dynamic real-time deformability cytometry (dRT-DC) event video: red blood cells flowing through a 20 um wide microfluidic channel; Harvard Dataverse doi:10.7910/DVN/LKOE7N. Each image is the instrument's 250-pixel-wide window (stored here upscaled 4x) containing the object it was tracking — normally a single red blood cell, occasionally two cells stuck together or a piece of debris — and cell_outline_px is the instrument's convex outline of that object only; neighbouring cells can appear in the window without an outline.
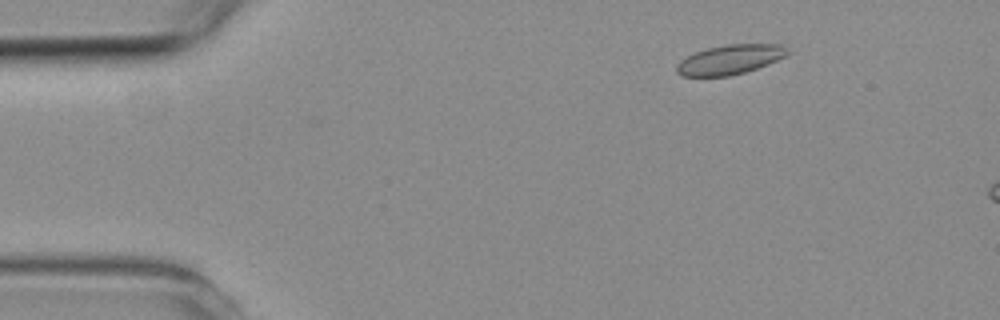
{"species": "common noctule bat (a hibernating species)", "species_latin": "Nyctalus noctula", "temperature_condition": "room temperature", "stored_images_in_passage": 3, "camera_frame_rate_fps": 3000, "um_per_image_px": 0.085, "animal": {"sex": "female", "body_mass_g": 19.3, "forearm_length_mm": 54.1}, "frame": {"image": 1, "passage_image": 1, "time_ms": 0.0, "image_size_px": [1000, 320], "cell_outline_px": [[788, 52], [784, 56], [768, 64], [744, 72], [728, 76], [680, 76], [676, 72], [676, 64], [680, 60], [696, 52], [708, 48], [724, 44], [780, 44]], "centroid_in_image_um": [61.98, 5.07], "position_along_channel_um": 23.0, "area_um2": 18.84}}